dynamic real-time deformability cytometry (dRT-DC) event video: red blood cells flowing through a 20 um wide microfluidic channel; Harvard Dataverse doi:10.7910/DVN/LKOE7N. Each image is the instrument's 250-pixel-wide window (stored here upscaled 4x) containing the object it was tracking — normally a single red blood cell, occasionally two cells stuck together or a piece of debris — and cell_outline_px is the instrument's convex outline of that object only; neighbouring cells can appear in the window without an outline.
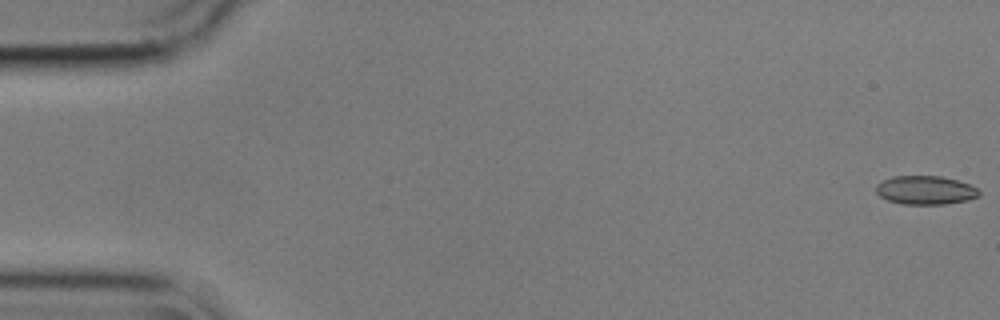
{"species": "common noctule bat (a hibernating species)", "species_latin": "Nyctalus noctula", "temperature_condition": "cold", "stored_images_in_passage": 49, "camera_frame_rate_fps": 3000, "um_per_image_px": 0.085, "animal": {"sex": "male", "body_mass_g": 17.9}, "frame": {"image": 1, "passage_image": 1, "time_ms": 0.0, "image_size_px": [1000, 320], "cell_outline_px": [[980, 196], [968, 200], [944, 204], [904, 204], [888, 200], [880, 196], [876, 192], [876, 184], [892, 176], [940, 176], [956, 180], [968, 184], [976, 188], [980, 192]], "centroid_in_image_um": [78.66, 16.16], "position_along_channel_um": 6.3, "area_um2": 17.11}}
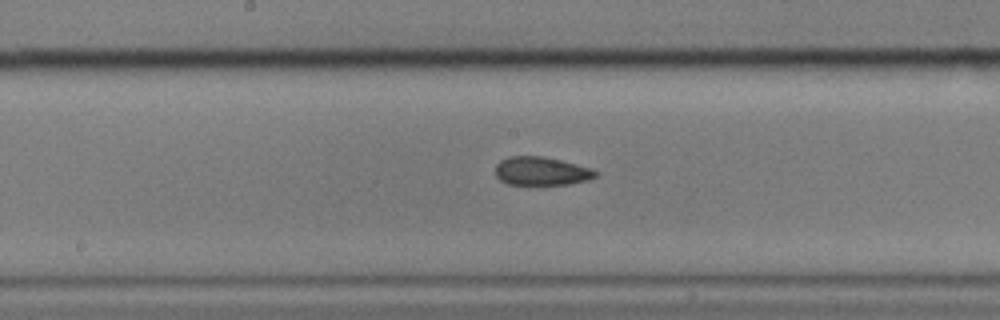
{"frame": {"image": 2, "passage_image": 29, "time_ms": 9.333, "image_size_px": [1000, 320], "cell_outline_px": [[600, 172], [596, 176], [588, 180], [568, 184], [508, 184], [500, 180], [496, 176], [496, 164], [500, 160], [508, 156], [544, 156], [592, 168]], "centroid_in_image_um": [46.02, 14.53], "position_along_channel_um": 202.2, "area_um2": 16.65}}
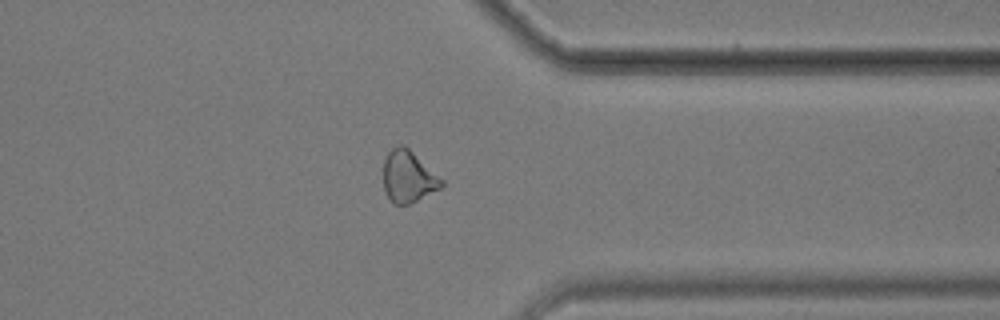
{"frame": {"image": 3, "passage_image": 44, "time_ms": 14.333, "image_size_px": [1000, 320], "cell_outline_px": [[444, 184], [440, 188], [408, 204], [396, 204], [388, 196], [384, 188], [384, 160], [388, 152], [392, 148], [400, 144], [404, 144], [444, 180]], "centroid_in_image_um": [34.71, 14.98], "position_along_channel_um": 376.7, "area_um2": 17.22}}